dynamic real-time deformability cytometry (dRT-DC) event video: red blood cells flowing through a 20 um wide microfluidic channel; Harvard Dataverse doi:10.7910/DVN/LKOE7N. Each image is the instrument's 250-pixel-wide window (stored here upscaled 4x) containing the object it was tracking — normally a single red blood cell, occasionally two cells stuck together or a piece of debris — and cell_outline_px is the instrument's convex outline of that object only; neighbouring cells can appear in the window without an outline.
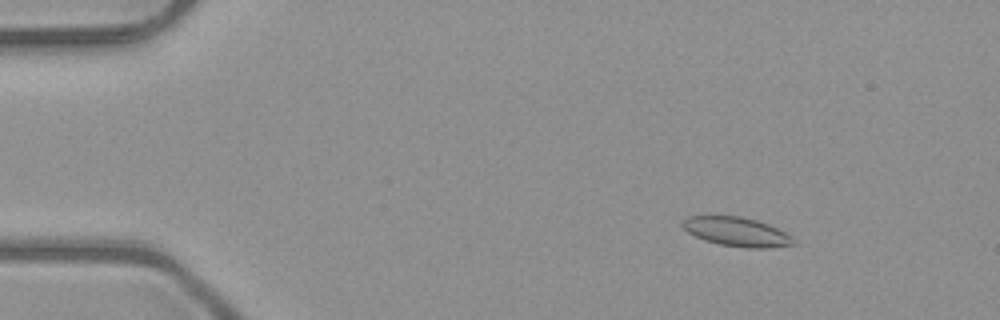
{"species": "common noctule bat (a hibernating species)", "species_latin": "Nyctalus noctula", "temperature_condition": "room temperature", "stored_images_in_passage": 47, "camera_frame_rate_fps": 3000, "um_per_image_px": 0.085, "animal": {"sex": "male", "body_mass_g": 23.1, "forearm_length_mm": 52.7}, "frame": {"image": 1, "passage_image": 2, "time_ms": 0.333, "image_size_px": [1000, 320], "cell_outline_px": [[796, 244], [772, 248], [748, 248], [720, 244], [704, 240], [688, 232], [680, 224], [680, 220], [688, 216], [740, 216], [756, 220], [768, 224], [792, 236]], "centroid_in_image_um": [62.61, 19.7], "position_along_channel_um": 22.4, "area_um2": 18.84}}
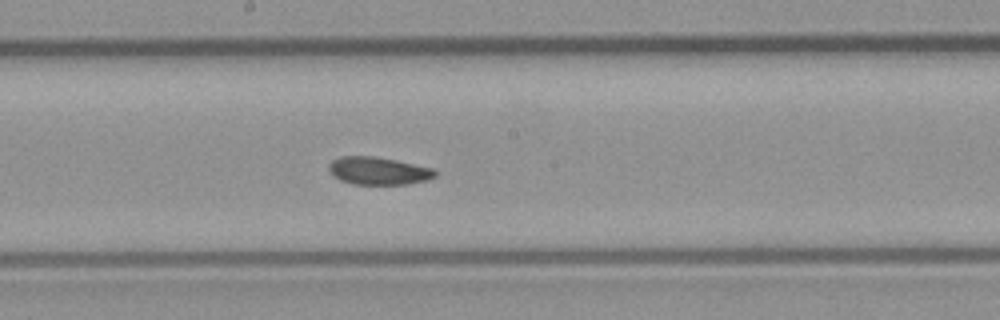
{"frame": {"image": 2, "passage_image": 23, "time_ms": 7.333, "image_size_px": [1000, 320], "cell_outline_px": [[436, 176], [428, 180], [408, 184], [352, 184], [340, 180], [332, 176], [328, 172], [328, 164], [332, 160], [340, 156], [376, 156], [396, 160], [432, 168], [436, 172]], "centroid_in_image_um": [32.11, 14.52], "position_along_channel_um": 216.1, "area_um2": 17.34}}
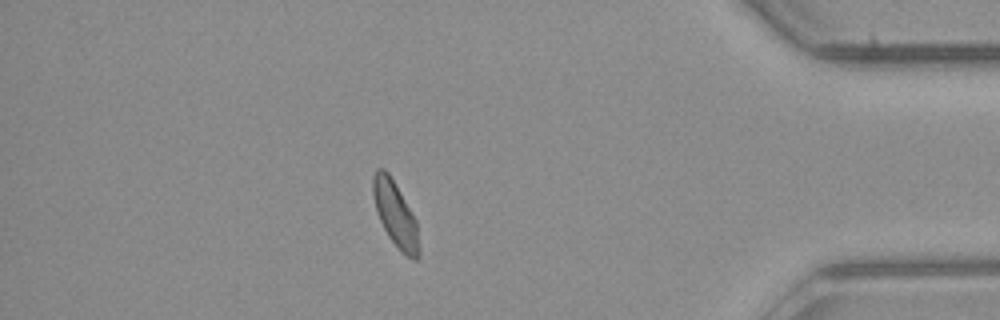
{"frame": {"image": 3, "passage_image": 40, "time_ms": 13.0, "image_size_px": [1000, 320], "cell_outline_px": [[420, 256], [416, 260], [412, 260], [404, 256], [388, 236], [376, 212], [372, 192], [372, 176], [376, 168], [384, 168], [388, 172], [416, 220], [420, 248]], "centroid_in_image_um": [33.6, 18.24], "position_along_channel_um": 401.6, "area_um2": 17.57}, "authors_computed_cell_mechanics": {"area_um2": 17.629, "velocity_mm_per_s": 4.0117, "shape_relaxation_time_tau1_ms": 3.0959, "shape_relaxation_time_tau2_ms": 3.2226, "deformation_change_tau1": 0.0853, "deformation_change_tau2": 0.0904}}